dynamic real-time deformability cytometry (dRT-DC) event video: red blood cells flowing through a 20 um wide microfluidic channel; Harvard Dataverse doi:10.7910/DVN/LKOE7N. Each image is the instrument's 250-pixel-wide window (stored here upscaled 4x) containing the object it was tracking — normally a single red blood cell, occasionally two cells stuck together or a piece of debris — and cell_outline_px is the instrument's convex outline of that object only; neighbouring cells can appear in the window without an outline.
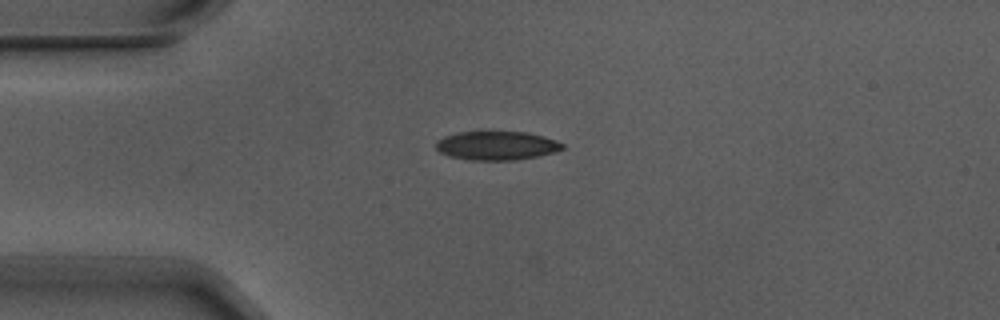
{"species": "Egyptian fruit bat (a non-hibernating species)", "species_latin": "Rousettus aegyptiacus", "temperature_condition": "warm", "stored_images_in_passage": 2, "camera_frame_rate_fps": 3000, "um_per_image_px": 0.085, "animal": {"sex": "male"}, "frame": {"image": 1, "passage_image": 1, "time_ms": 0.0, "image_size_px": [1000, 320], "cell_outline_px": [[564, 148], [552, 152], [536, 156], [516, 160], [472, 160], [448, 156], [440, 152], [436, 148], [436, 140], [444, 136], [456, 132], [528, 132], [544, 136], [556, 140], [564, 144]], "centroid_in_image_um": [42.19, 12.37], "position_along_channel_um": 42.8, "area_um2": 21.21}}